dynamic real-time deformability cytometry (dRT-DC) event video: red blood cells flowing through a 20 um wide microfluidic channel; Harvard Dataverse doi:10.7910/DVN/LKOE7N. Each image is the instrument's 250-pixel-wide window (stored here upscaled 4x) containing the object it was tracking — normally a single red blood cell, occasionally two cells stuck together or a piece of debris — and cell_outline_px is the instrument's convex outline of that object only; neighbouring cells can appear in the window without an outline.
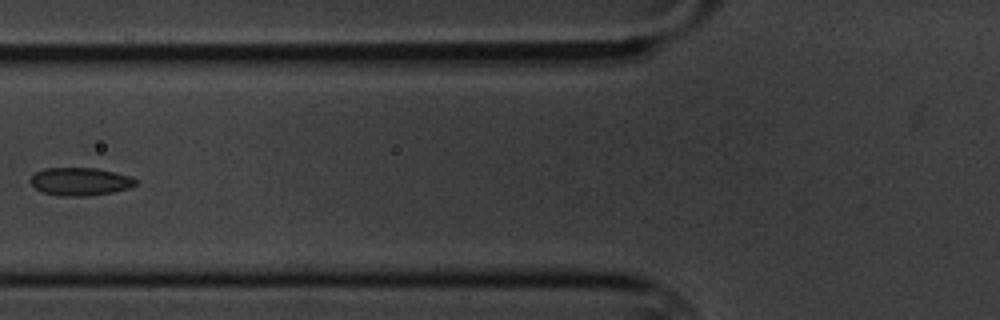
{"species": "common noctule bat (a hibernating species)", "species_latin": "Nyctalus noctula", "temperature_condition": "cold", "stored_images_in_passage": 10, "camera_frame_rate_fps": 3000, "um_per_image_px": 0.085, "animal": {"sex": "male", "body_mass_g": 20.1, "forearm_length_mm": 53.5}, "frame": {"image": 1, "passage_image": 5, "time_ms": 4.667, "image_size_px": [1000, 320], "cell_outline_px": [[136, 184], [128, 188], [112, 192], [84, 196], [60, 196], [44, 192], [36, 188], [28, 180], [36, 172], [44, 168], [96, 168], [132, 176], [136, 180]], "centroid_in_image_um": [6.8, 15.42], "position_along_channel_um": 119.0, "area_um2": 16.99}}
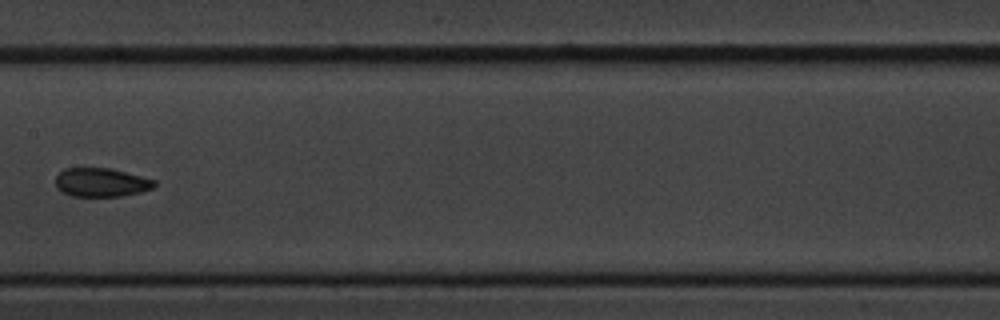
{"frame": {"image": 2, "passage_image": 7, "time_ms": 7.0, "image_size_px": [1000, 320], "cell_outline_px": [[156, 184], [152, 188], [140, 192], [120, 196], [72, 196], [56, 188], [56, 176], [64, 168], [112, 168], [156, 180]], "centroid_in_image_um": [8.61, 15.49], "position_along_channel_um": 198.8, "area_um2": 16.53}}
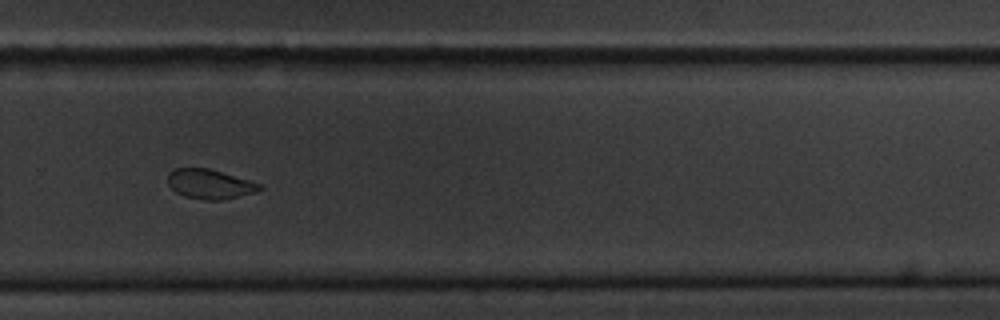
{"frame": {"image": 3, "passage_image": 10, "time_ms": 10.333, "image_size_px": [1000, 320], "cell_outline_px": [[264, 188], [256, 192], [224, 200], [208, 200], [184, 196], [176, 192], [168, 184], [168, 172], [176, 168], [208, 168], [264, 184]], "centroid_in_image_um": [17.88, 15.65], "position_along_channel_um": 311.9, "area_um2": 15.95}}